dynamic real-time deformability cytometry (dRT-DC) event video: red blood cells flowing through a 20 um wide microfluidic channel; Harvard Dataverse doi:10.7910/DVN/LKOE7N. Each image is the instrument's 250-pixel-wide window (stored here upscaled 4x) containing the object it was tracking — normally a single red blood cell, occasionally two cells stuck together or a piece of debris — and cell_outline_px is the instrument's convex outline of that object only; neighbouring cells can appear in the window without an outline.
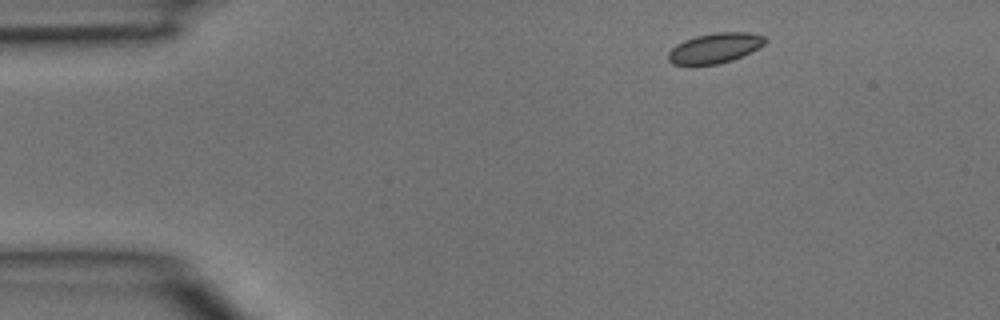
{"species": "common noctule bat (a hibernating species)", "species_latin": "Nyctalus noctula", "temperature_condition": "room temperature", "stored_images_in_passage": 3, "camera_frame_rate_fps": 3000, "um_per_image_px": 0.085, "animal": {"sex": "male", "body_mass_g": 15.6}, "frame": {"image": 1, "passage_image": 1, "time_ms": 0.0, "image_size_px": [1000, 320], "cell_outline_px": [[768, 40], [764, 44], [732, 60], [716, 64], [672, 64], [668, 60], [668, 52], [676, 44], [684, 40], [696, 36], [716, 32], [748, 32], [764, 36]], "centroid_in_image_um": [60.74, 4.07], "position_along_channel_um": 24.3, "area_um2": 16.7}}
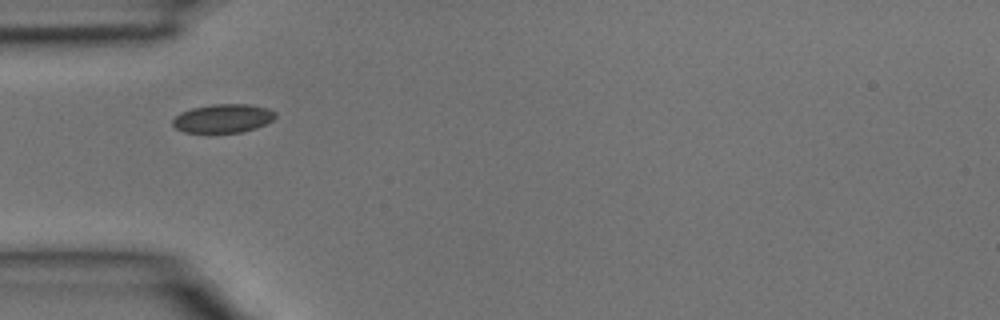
{"frame": {"image": 2, "passage_image": 3, "time_ms": 0.667, "image_size_px": [1000, 320], "cell_outline_px": [[276, 116], [272, 120], [256, 128], [240, 132], [184, 132], [176, 128], [172, 124], [172, 120], [180, 112], [192, 108], [212, 104], [248, 104], [268, 108], [276, 112]], "centroid_in_image_um": [18.95, 10.05], "position_along_channel_um": 66.0, "area_um2": 17.05}}